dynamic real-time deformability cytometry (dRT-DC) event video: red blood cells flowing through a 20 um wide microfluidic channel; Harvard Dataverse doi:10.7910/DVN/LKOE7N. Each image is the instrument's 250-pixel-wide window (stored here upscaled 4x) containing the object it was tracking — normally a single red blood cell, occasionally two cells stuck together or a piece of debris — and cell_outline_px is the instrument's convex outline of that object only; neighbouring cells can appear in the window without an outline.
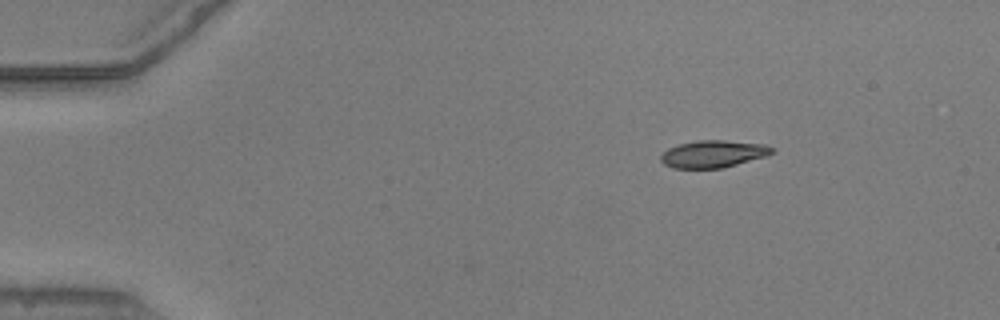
{"species": "common noctule bat (a hibernating species)", "species_latin": "Nyctalus noctula", "temperature_condition": "warm", "stored_images_in_passage": 40, "camera_frame_rate_fps": 3000, "um_per_image_px": 0.085, "animal": {"sex": "male", "body_mass_g": 20.5, "forearm_length_mm": 52.5}, "frame": {"image": 1, "passage_image": 1, "time_ms": 0.0, "image_size_px": [1000, 320], "cell_outline_px": [[776, 148], [768, 156], [724, 168], [672, 168], [664, 164], [660, 160], [660, 156], [668, 148], [680, 144], [696, 140], [724, 140], [764, 144]], "centroid_in_image_um": [60.65, 13.09], "position_along_channel_um": 24.4, "area_um2": 17.8}}
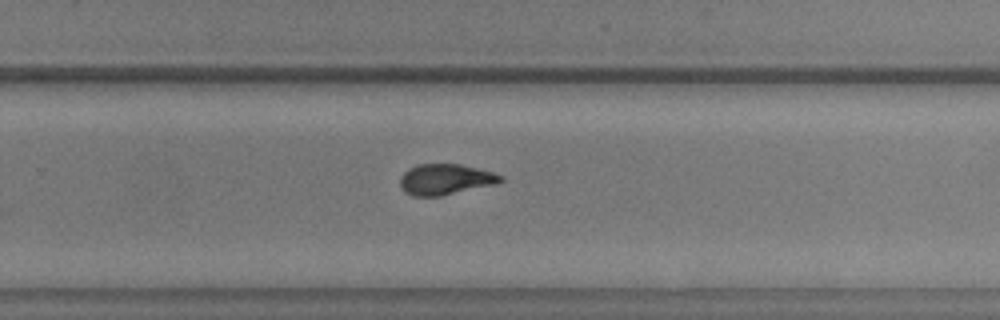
{"frame": {"image": 2, "passage_image": 28, "time_ms": 9.0, "image_size_px": [1000, 320], "cell_outline_px": [[504, 180], [496, 184], [440, 196], [412, 196], [404, 192], [400, 184], [400, 176], [408, 168], [416, 164], [460, 164], [492, 172], [504, 176]], "centroid_in_image_um": [37.84, 15.24], "position_along_channel_um": 292.0, "area_um2": 18.09}}
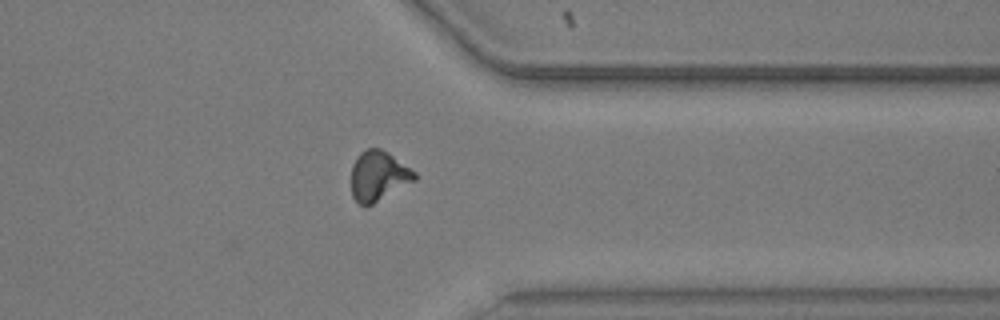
{"frame": {"image": 3, "passage_image": 35, "time_ms": 11.333, "image_size_px": [1000, 320], "cell_outline_px": [[416, 180], [372, 204], [364, 208], [352, 196], [352, 164], [360, 152], [368, 148], [380, 148], [388, 152], [416, 172]], "centroid_in_image_um": [32.16, 14.95], "position_along_channel_um": 379.2, "area_um2": 18.38}, "authors_computed_cell_mechanics": {"area_um2": 18.1492, "velocity_mm_per_s": 3.9022, "shape_relaxation_time_tau1_ms": 3.1872, "shape_relaxation_time_tau2_ms": 1.7851, "deformation_change_tau1": 0.1562, "deformation_change_tau2": 0.0771}}